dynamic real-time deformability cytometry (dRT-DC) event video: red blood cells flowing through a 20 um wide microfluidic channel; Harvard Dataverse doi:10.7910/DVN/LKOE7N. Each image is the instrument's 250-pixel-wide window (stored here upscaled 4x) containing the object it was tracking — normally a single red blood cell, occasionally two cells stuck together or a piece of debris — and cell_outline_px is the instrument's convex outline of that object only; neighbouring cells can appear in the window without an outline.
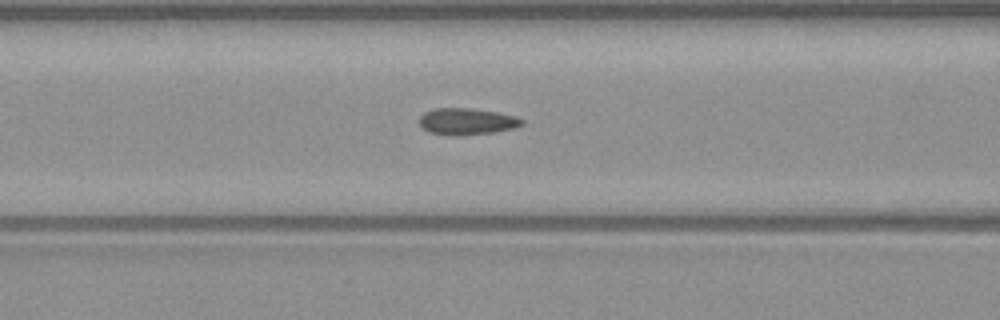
{"species": "common noctule bat (a hibernating species)", "species_latin": "Nyctalus noctula", "temperature_condition": "warm", "stored_images_in_passage": 51, "camera_frame_rate_fps": 3000, "um_per_image_px": 0.085, "animal": {"sex": "male", "body_mass_g": 23.1, "forearm_length_mm": 52.7}, "frame": {"image": 1, "passage_image": 21, "time_ms": 6.667, "image_size_px": [1000, 320], "cell_outline_px": [[524, 124], [516, 128], [496, 132], [456, 136], [428, 132], [420, 124], [420, 116], [424, 112], [436, 108], [468, 108], [496, 112], [516, 116], [524, 120]], "centroid_in_image_um": [39.72, 10.33], "position_along_channel_um": 126.9, "area_um2": 15.95}}
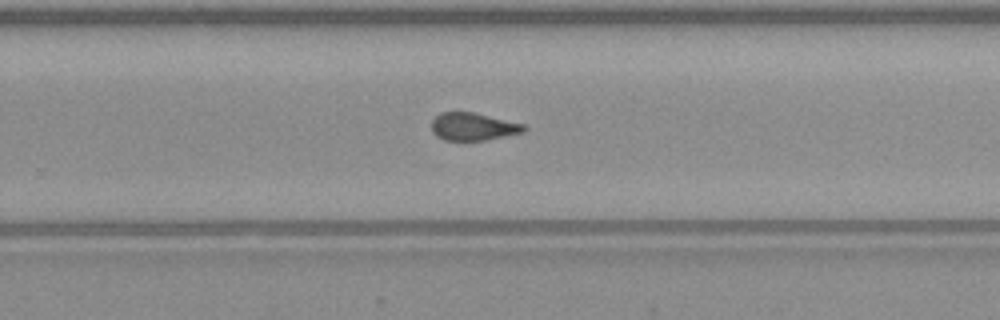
{"frame": {"image": 2, "passage_image": 33, "time_ms": 10.667, "image_size_px": [1000, 320], "cell_outline_px": [[528, 128], [524, 132], [484, 140], [444, 140], [436, 136], [432, 132], [432, 120], [440, 112], [472, 112], [524, 124]], "centroid_in_image_um": [40.2, 10.76], "position_along_channel_um": 289.6, "area_um2": 14.8}}
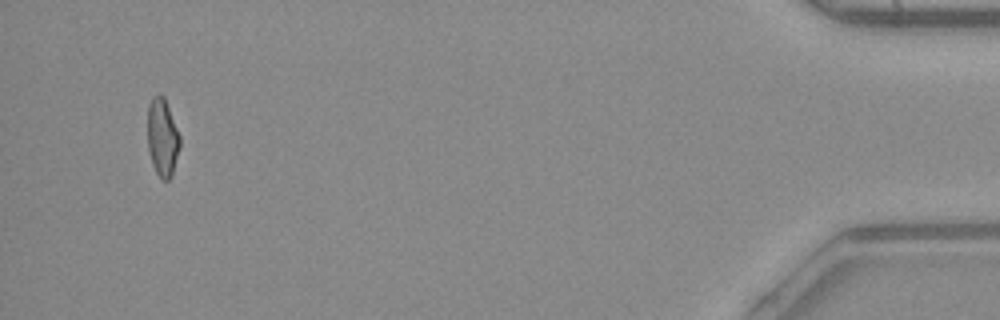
{"frame": {"image": 3, "passage_image": 49, "time_ms": 16.0, "image_size_px": [1000, 320], "cell_outline_px": [[180, 148], [172, 176], [168, 180], [160, 180], [152, 164], [148, 148], [148, 104], [152, 96], [160, 92], [164, 96], [180, 136]], "centroid_in_image_um": [13.81, 11.68], "position_along_channel_um": 421.4, "area_um2": 14.91}, "authors_computed_cell_mechanics": {"area_um2": 15.7216, "velocity_mm_per_s": 4.0747, "shape_relaxation_time_tau1_ms": 8.0755, "shape_relaxation_time_tau2_ms": 1.3462, "deformation_change_tau1": 0.1605, "deformation_change_tau2": 0.0913}}